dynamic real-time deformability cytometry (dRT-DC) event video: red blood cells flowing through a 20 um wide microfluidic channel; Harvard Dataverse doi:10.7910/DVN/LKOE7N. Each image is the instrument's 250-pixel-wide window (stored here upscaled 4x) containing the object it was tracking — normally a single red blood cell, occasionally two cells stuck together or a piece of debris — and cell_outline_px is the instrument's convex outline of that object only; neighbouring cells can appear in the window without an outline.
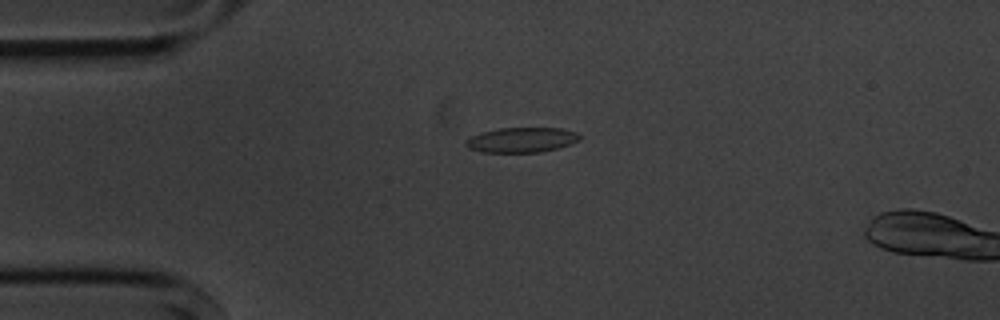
{"species": "common noctule bat (a hibernating species)", "species_latin": "Nyctalus noctula", "temperature_condition": "cold", "stored_images_in_passage": 3, "camera_frame_rate_fps": 3000, "um_per_image_px": 0.085, "animal": {"sex": "male", "body_mass_g": 20.1, "forearm_length_mm": 53.5}, "frame": {"image": 1, "passage_image": 2, "time_ms": 1.333, "image_size_px": [1000, 320], "cell_outline_px": [[580, 140], [572, 144], [540, 152], [480, 152], [468, 148], [464, 144], [464, 140], [472, 136], [484, 132], [500, 128], [560, 128], [576, 132], [580, 136]], "centroid_in_image_um": [44.33, 11.9], "position_along_channel_um": 40.7, "area_um2": 16.53}}